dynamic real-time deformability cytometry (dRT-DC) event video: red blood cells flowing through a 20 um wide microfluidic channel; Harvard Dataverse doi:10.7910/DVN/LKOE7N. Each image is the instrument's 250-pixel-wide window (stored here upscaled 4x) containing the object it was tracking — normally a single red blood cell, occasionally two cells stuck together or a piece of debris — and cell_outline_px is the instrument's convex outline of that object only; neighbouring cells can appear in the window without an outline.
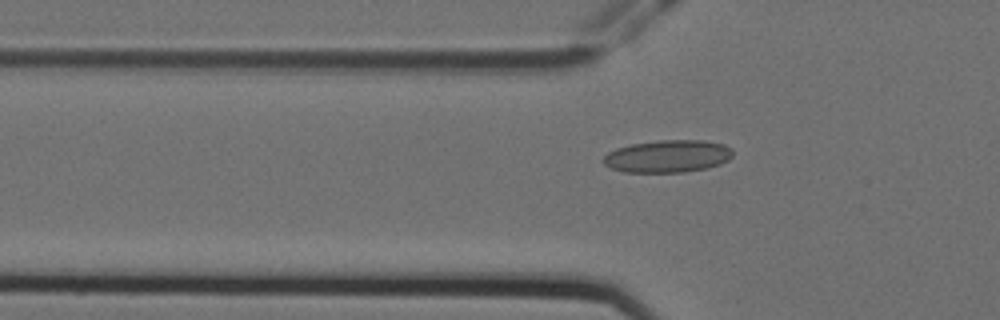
{"species": "Egyptian fruit bat (a non-hibernating species)", "species_latin": "Rousettus aegyptiacus", "temperature_condition": "cold", "stored_images_in_passage": 7, "camera_frame_rate_fps": 3000, "um_per_image_px": 0.085, "animal": {"sex": "female"}, "frame": {"image": 1, "passage_image": 7, "time_ms": 2.0, "image_size_px": [1000, 320], "cell_outline_px": [[732, 156], [728, 160], [720, 164], [708, 168], [684, 172], [624, 172], [612, 168], [604, 164], [600, 160], [608, 152], [616, 148], [632, 144], [660, 140], [704, 140], [724, 144], [732, 148]], "centroid_in_image_um": [56.76, 13.28], "position_along_channel_um": 69.0, "area_um2": 24.62}}